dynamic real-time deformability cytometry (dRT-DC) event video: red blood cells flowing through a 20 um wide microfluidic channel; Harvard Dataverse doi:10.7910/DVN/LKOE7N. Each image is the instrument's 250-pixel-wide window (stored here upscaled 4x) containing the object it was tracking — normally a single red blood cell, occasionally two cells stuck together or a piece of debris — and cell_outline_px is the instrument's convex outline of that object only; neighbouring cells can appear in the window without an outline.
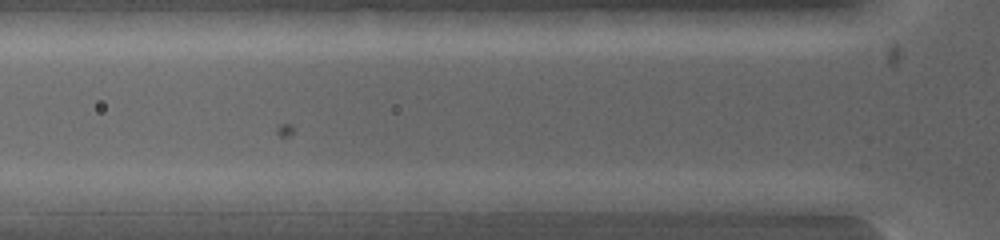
{"species": "common noctule bat (a hibernating species)", "species_latin": "Nyctalus noctula", "temperature_condition": "warm", "stored_images_in_passage": 5, "camera_frame_rate_fps": 5000, "um_per_image_px": 0.085, "animal": {"sex": "female", "body_mass_g": 19.0, "forearm_length_mm": 53.3}, "frame": {"image": 1, "passage_image": 5, "time_ms": 0.6, "image_size_px": [1000, 240], "cell_outline_px": [[604, 200], [592, 212], [500, 212], [496, 204], [496, 200], [576, 192], [592, 192]], "centroid_in_image_um": [46.93, 17.28], "position_along_channel_um": 78.9, "area_um2": 12.31}}